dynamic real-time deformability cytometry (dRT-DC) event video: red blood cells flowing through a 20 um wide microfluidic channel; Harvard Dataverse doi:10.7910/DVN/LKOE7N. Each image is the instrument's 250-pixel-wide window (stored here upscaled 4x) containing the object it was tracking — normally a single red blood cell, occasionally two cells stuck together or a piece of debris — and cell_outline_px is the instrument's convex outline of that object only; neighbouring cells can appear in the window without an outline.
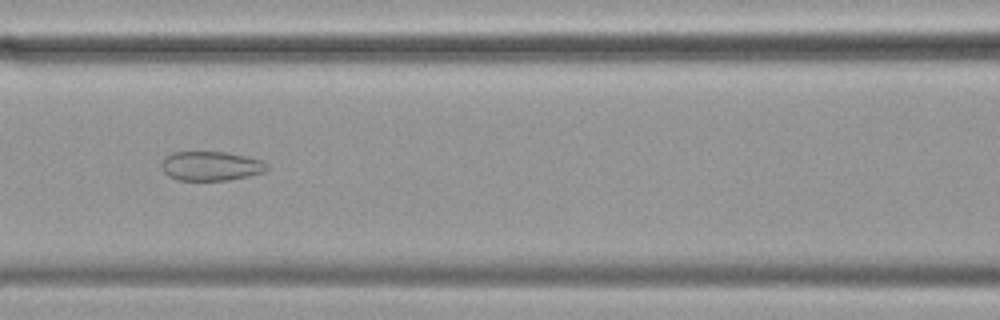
{"species": "common noctule bat (a hibernating species)", "species_latin": "Nyctalus noctula", "temperature_condition": "cold", "stored_images_in_passage": 33, "camera_frame_rate_fps": 3000, "um_per_image_px": 0.085, "animal": {"sex": "female", "body_mass_g": 19.9}, "frame": {"image": 1, "passage_image": 7, "time_ms": 2.0, "image_size_px": [1000, 320], "cell_outline_px": [[268, 168], [264, 172], [248, 176], [228, 180], [176, 180], [168, 176], [164, 172], [160, 164], [164, 156], [172, 152], [228, 152], [248, 156], [264, 160], [268, 164]], "centroid_in_image_um": [17.93, 14.1], "position_along_channel_um": 148.7, "area_um2": 18.32}}
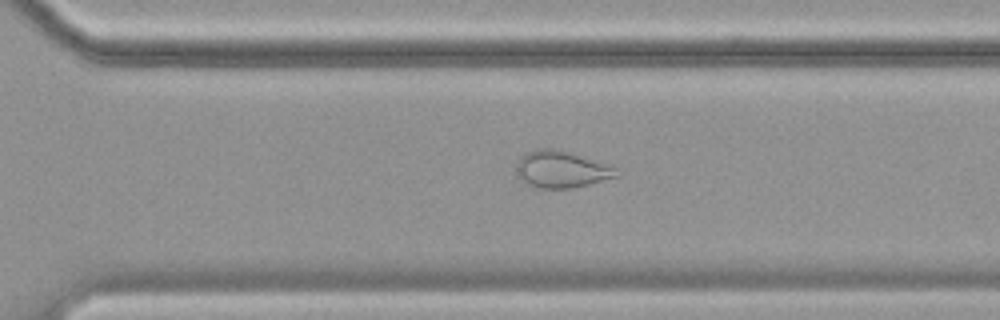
{"frame": {"image": 2, "passage_image": 22, "time_ms": 7.0, "image_size_px": [1000, 320], "cell_outline_px": [[620, 176], [572, 188], [540, 188], [524, 184], [516, 172], [516, 164], [520, 156], [536, 148], [560, 148], [572, 152], [604, 164], [612, 168]], "centroid_in_image_um": [47.63, 14.38], "position_along_channel_um": 323.0, "area_um2": 21.44}}
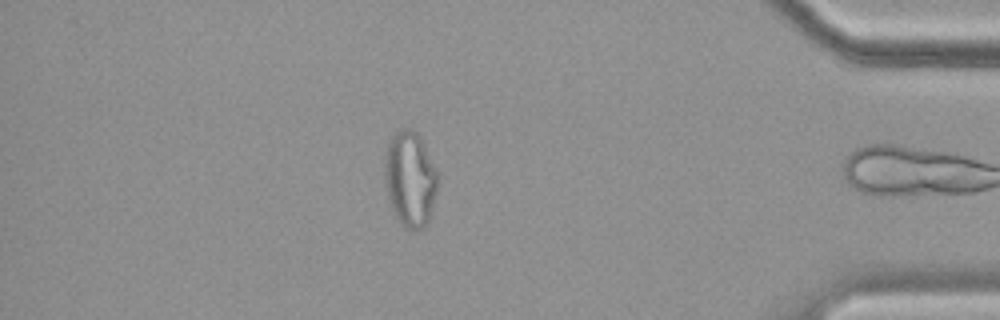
{"frame": {"image": 3, "passage_image": 32, "time_ms": 10.333, "image_size_px": [1000, 320], "cell_outline_px": [[436, 192], [428, 220], [416, 232], [412, 232], [404, 228], [400, 224], [388, 200], [384, 176], [384, 164], [388, 144], [392, 136], [400, 128], [408, 128], [416, 132], [420, 136], [436, 168]], "centroid_in_image_um": [34.83, 15.22], "position_along_channel_um": 400.4, "area_um2": 29.36}}